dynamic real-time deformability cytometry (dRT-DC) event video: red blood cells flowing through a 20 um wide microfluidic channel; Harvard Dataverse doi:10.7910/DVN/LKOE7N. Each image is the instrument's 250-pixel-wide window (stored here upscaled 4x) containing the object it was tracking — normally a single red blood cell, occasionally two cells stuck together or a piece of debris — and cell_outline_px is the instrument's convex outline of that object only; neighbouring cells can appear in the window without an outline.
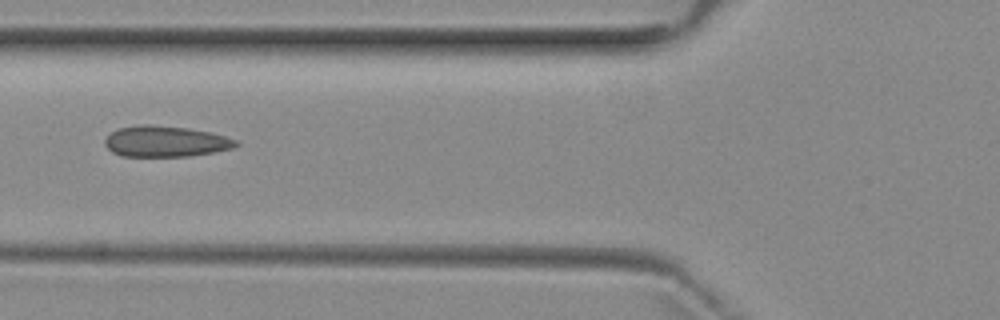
{"species": "common noctule bat (a hibernating species)", "species_latin": "Nyctalus noctula", "temperature_condition": "room temperature", "stored_images_in_passage": 3, "camera_frame_rate_fps": 3000, "um_per_image_px": 0.085, "animal": {"sex": "female", "body_mass_g": 29.2, "forearm_length_mm": 56.3}, "frame": {"image": 1, "passage_image": 3, "time_ms": 2.667, "image_size_px": [1000, 320], "cell_outline_px": [[240, 144], [232, 148], [212, 152], [188, 156], [120, 156], [112, 152], [104, 144], [104, 140], [112, 132], [120, 128], [140, 124], [148, 124], [188, 128], [212, 132], [236, 140]], "centroid_in_image_um": [14.06, 12.01], "position_along_channel_um": 111.7, "area_um2": 23.52}}